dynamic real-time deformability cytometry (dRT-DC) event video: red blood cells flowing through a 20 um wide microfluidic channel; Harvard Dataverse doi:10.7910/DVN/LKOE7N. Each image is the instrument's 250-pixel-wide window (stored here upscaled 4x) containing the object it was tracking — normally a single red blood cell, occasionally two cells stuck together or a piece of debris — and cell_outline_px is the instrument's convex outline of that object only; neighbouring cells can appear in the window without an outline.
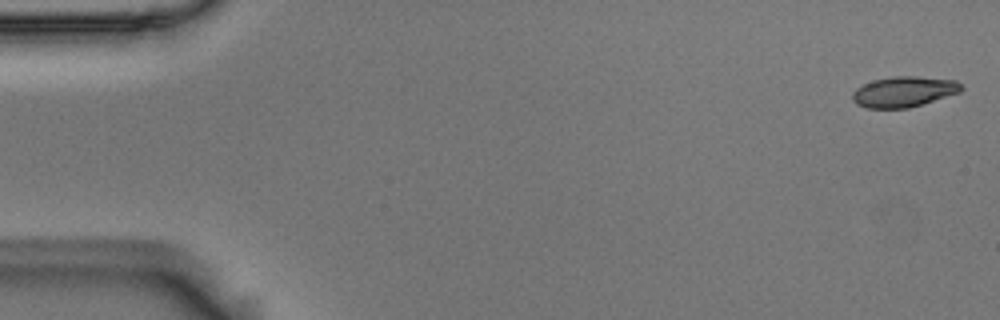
{"species": "Egyptian fruit bat (a non-hibernating species)", "species_latin": "Rousettus aegyptiacus", "temperature_condition": "room temperature", "stored_images_in_passage": 54, "camera_frame_rate_fps": 3000, "um_per_image_px": 0.085, "animal": {"sex": "male"}, "frame": {"image": 1, "passage_image": 1, "time_ms": 0.0, "image_size_px": [1000, 320], "cell_outline_px": [[964, 88], [960, 92], [908, 108], [868, 108], [856, 104], [852, 100], [852, 92], [856, 88], [872, 80], [892, 76], [916, 76], [956, 80]], "centroid_in_image_um": [76.8, 7.79], "position_along_channel_um": 8.2, "area_um2": 19.36}}
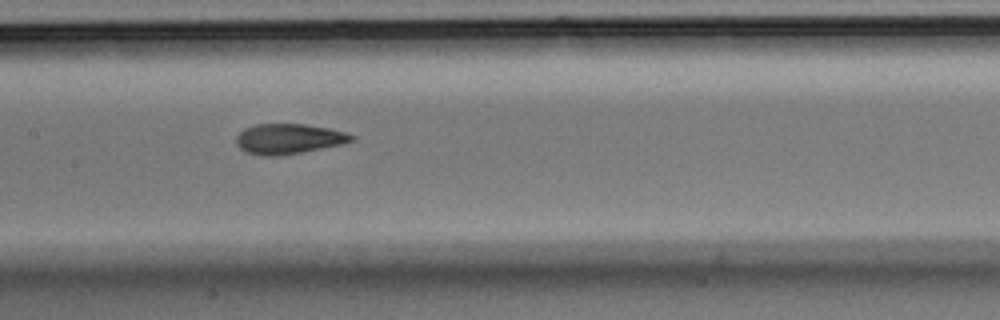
{"frame": {"image": 2, "passage_image": 26, "time_ms": 8.333, "image_size_px": [1000, 320], "cell_outline_px": [[356, 140], [340, 144], [300, 152], [276, 156], [264, 156], [244, 152], [236, 144], [236, 136], [244, 128], [256, 124], [304, 124], [328, 128], [348, 132], [356, 136]], "centroid_in_image_um": [24.53, 11.79], "position_along_channel_um": 182.9, "area_um2": 20.29}}
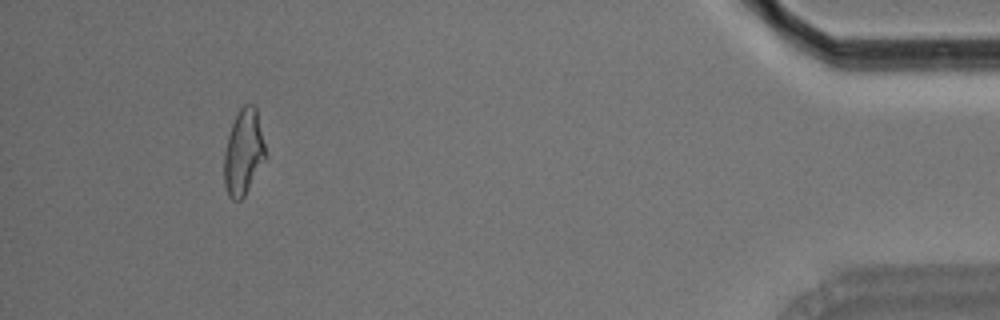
{"frame": {"image": 3, "passage_image": 50, "time_ms": 16.333, "image_size_px": [1000, 320], "cell_outline_px": [[264, 160], [244, 196], [240, 200], [232, 200], [228, 196], [224, 184], [224, 152], [228, 136], [232, 124], [240, 108], [244, 104], [252, 104], [256, 108], [264, 144]], "centroid_in_image_um": [20.66, 12.96], "position_along_channel_um": 414.5, "area_um2": 20.17}, "authors_computed_cell_mechanics": {"area_um2": 20.2589, "velocity_mm_per_s": 3.7121, "shape_relaxation_time_tau1_ms": 3.5697, "shape_relaxation_time_tau2_ms": 1.7184, "deformation_change_tau1": 0.1597, "deformation_change_tau2": 0.0919}}